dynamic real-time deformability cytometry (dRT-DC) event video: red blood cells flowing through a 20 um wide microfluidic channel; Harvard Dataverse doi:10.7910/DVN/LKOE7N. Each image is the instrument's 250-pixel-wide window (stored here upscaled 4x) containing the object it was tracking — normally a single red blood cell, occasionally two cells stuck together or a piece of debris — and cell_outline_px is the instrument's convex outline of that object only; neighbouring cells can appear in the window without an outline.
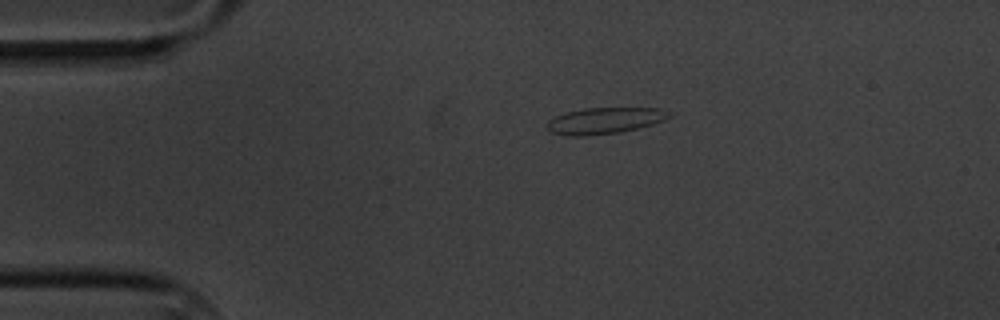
{"species": "common noctule bat (a hibernating species)", "species_latin": "Nyctalus noctula", "temperature_condition": "cold", "stored_images_in_passage": 5, "segment_of_instrument_passage": [2, 2], "camera_frame_rate_fps": 3000, "um_per_image_px": 0.085, "animal": {"sex": "male", "body_mass_g": 20.1, "forearm_length_mm": 53.5}, "frame": {"image": 1, "passage_image": 5, "time_ms": 5.667, "image_size_px": [1000, 320], "cell_outline_px": [[672, 116], [664, 120], [652, 124], [636, 128], [616, 132], [584, 136], [564, 136], [552, 132], [548, 128], [548, 120], [564, 112], [584, 108], [660, 108], [672, 112]], "centroid_in_image_um": [51.4, 10.24], "position_along_channel_um": 33.6, "area_um2": 18.61}}